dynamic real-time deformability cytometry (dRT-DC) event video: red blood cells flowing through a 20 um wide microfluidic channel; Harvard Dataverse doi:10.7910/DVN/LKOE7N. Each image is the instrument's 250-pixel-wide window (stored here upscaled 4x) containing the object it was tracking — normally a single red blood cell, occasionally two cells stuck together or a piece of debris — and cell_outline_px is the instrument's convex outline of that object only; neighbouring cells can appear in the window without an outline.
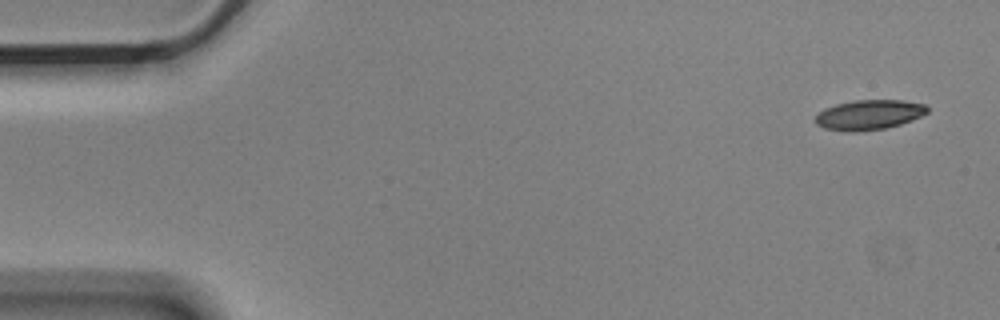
{"species": "Egyptian fruit bat (a non-hibernating species)", "species_latin": "Rousettus aegyptiacus", "temperature_condition": "cold", "stored_images_in_passage": 8, "camera_frame_rate_fps": 3000, "um_per_image_px": 0.085, "animal": {"sex": "male"}, "frame": {"image": 1, "passage_image": 1, "time_ms": 0.0, "image_size_px": [1000, 320], "cell_outline_px": [[928, 112], [912, 120], [900, 124], [884, 128], [852, 132], [848, 132], [824, 128], [816, 124], [816, 116], [824, 108], [836, 104], [856, 100], [900, 100], [924, 104], [928, 108]], "centroid_in_image_um": [73.85, 9.75], "position_along_channel_um": 11.1, "area_um2": 19.31}}
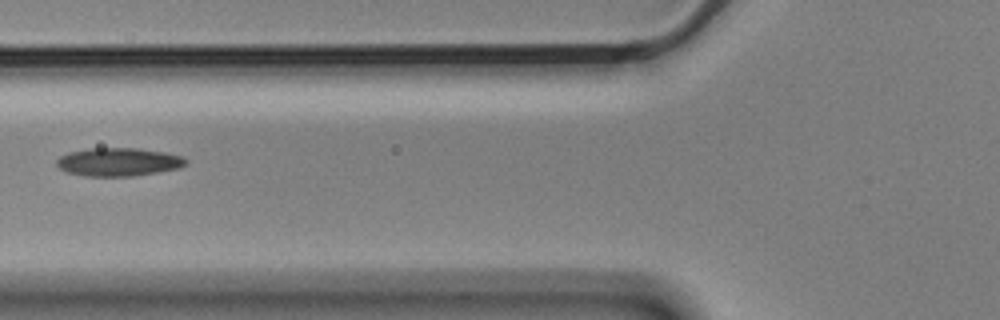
{"frame": {"image": 2, "passage_image": 6, "time_ms": 1.667, "image_size_px": [1000, 320], "cell_outline_px": [[188, 160], [180, 168], [132, 176], [88, 176], [68, 172], [60, 168], [56, 164], [56, 160], [60, 156], [68, 152], [88, 148], [136, 148], [164, 152], [184, 156]], "centroid_in_image_um": [10.07, 13.75], "position_along_channel_um": 115.7, "area_um2": 21.21}}
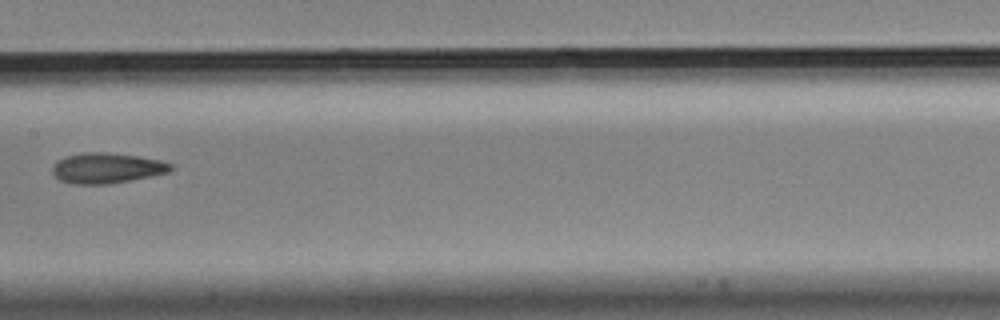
{"frame": {"image": 3, "passage_image": 8, "time_ms": 2.333, "image_size_px": [1000, 320], "cell_outline_px": [[172, 168], [168, 172], [152, 176], [108, 184], [76, 184], [60, 180], [52, 172], [52, 164], [56, 160], [64, 156], [84, 152], [104, 152], [140, 156], [160, 160], [172, 164]], "centroid_in_image_um": [9.05, 14.27], "position_along_channel_um": 198.4, "area_um2": 21.04}}